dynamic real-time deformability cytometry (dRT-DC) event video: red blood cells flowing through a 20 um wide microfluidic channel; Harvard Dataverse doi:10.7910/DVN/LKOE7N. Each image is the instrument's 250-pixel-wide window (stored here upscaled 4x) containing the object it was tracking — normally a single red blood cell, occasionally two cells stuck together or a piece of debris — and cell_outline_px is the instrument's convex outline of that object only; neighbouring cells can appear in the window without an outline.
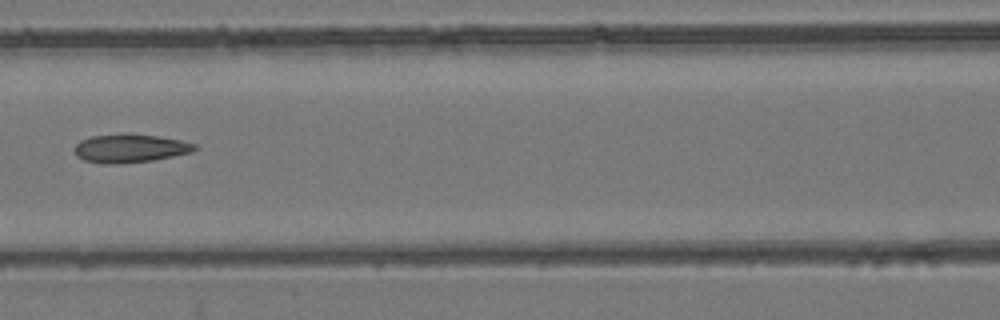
{"species": "common noctule bat (a hibernating species)", "species_latin": "Nyctalus noctula", "temperature_condition": "room temperature", "stored_images_in_passage": 8, "camera_frame_rate_fps": 3000, "um_per_image_px": 0.085, "animal": {"sex": "female", "body_mass_g": 24.6, "forearm_length_mm": 56.2}, "frame": {"image": 1, "passage_image": 8, "time_ms": 8.667, "image_size_px": [1000, 320], "cell_outline_px": [[200, 148], [192, 152], [152, 160], [116, 164], [104, 164], [84, 160], [76, 156], [72, 152], [76, 144], [80, 140], [92, 136], [124, 132], [128, 132], [160, 136], [180, 140], [196, 144]], "centroid_in_image_um": [11.03, 12.58], "position_along_channel_um": 155.6, "area_um2": 20.4}}